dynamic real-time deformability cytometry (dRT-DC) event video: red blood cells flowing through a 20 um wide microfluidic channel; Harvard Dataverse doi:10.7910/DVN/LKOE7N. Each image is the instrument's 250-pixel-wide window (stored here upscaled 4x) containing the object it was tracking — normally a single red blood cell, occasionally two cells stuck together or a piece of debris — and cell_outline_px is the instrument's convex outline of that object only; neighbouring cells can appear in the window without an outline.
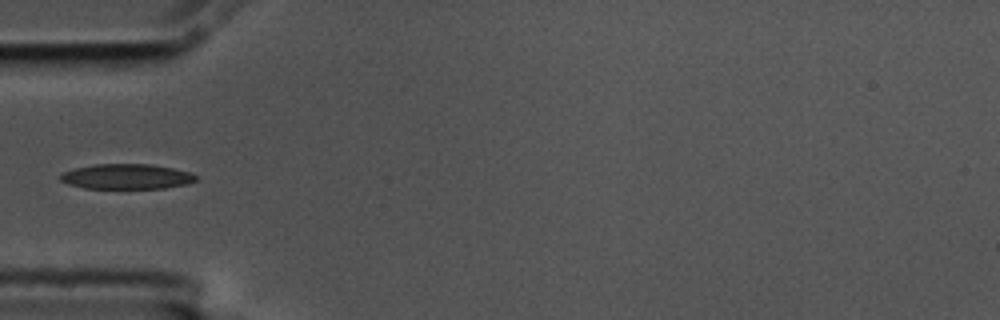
{"species": "common noctule bat (a hibernating species)", "species_latin": "Nyctalus noctula", "temperature_condition": "cold", "stored_images_in_passage": 4, "camera_frame_rate_fps": 3000, "um_per_image_px": 0.085, "animal": {"sex": "male", "body_mass_g": 17.5, "forearm_length_mm": 52.3}, "frame": {"image": 1, "passage_image": 4, "time_ms": 1.0, "image_size_px": [1000, 320], "cell_outline_px": [[196, 180], [188, 184], [164, 188], [84, 188], [68, 184], [60, 180], [60, 176], [64, 172], [76, 168], [96, 164], [152, 164], [192, 172], [196, 176]], "centroid_in_image_um": [10.79, 15.0], "position_along_channel_um": 74.2, "area_um2": 19.77}}